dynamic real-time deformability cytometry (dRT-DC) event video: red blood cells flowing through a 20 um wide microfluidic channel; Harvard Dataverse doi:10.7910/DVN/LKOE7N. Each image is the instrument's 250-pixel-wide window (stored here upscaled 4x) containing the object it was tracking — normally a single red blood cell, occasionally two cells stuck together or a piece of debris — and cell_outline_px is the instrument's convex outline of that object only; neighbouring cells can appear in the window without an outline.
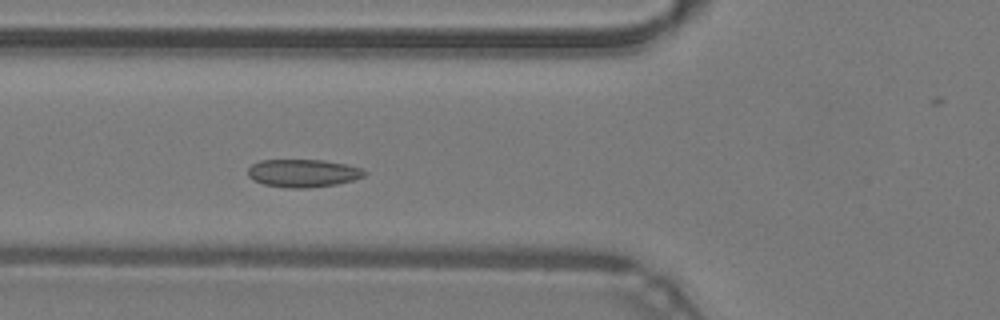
{"species": "common noctule bat (a hibernating species)", "species_latin": "Nyctalus noctula", "temperature_condition": "warm", "stored_images_in_passage": 45, "camera_frame_rate_fps": 3000, "um_per_image_px": 0.085, "animal": {"sex": "male", "body_mass_g": 19.2, "forearm_length_mm": 51.8}, "frame": {"image": 1, "passage_image": 14, "time_ms": 4.333, "image_size_px": [1000, 320], "cell_outline_px": [[368, 172], [364, 176], [352, 180], [336, 184], [308, 188], [288, 188], [264, 184], [252, 180], [248, 176], [248, 168], [252, 164], [260, 160], [324, 160], [348, 164], [364, 168]], "centroid_in_image_um": [25.78, 14.71], "position_along_channel_um": 100.0, "area_um2": 19.13}}
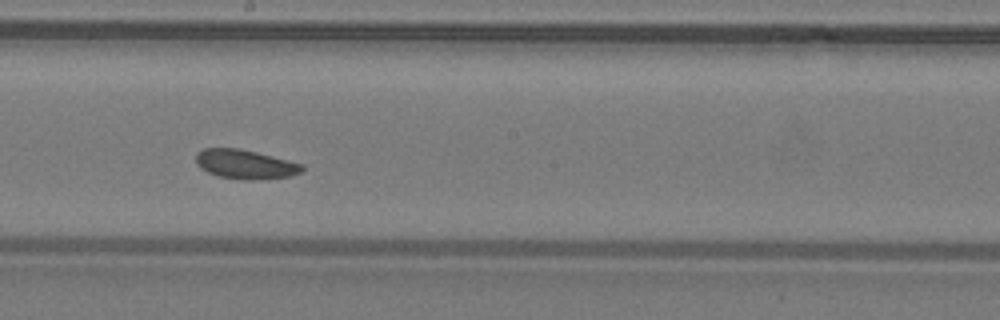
{"frame": {"image": 2, "passage_image": 23, "time_ms": 7.333, "image_size_px": [1000, 320], "cell_outline_px": [[304, 168], [300, 172], [288, 176], [252, 180], [244, 180], [220, 176], [208, 172], [200, 168], [196, 164], [196, 152], [204, 148], [240, 148], [304, 164]], "centroid_in_image_um": [20.81, 13.95], "position_along_channel_um": 227.4, "area_um2": 17.98}}
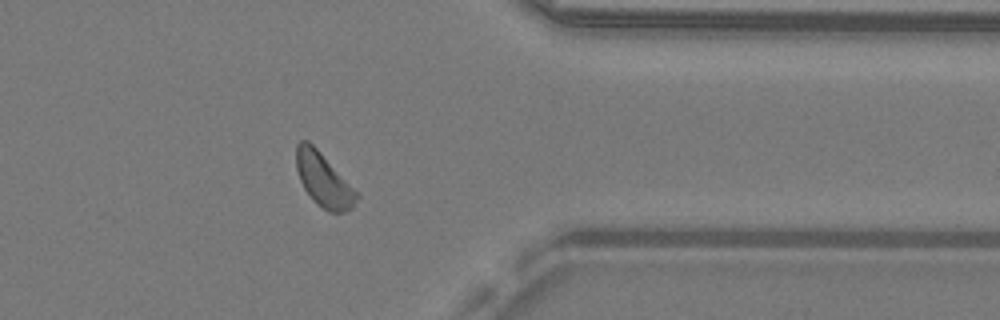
{"frame": {"image": 3, "passage_image": 35, "time_ms": 11.333, "image_size_px": [1000, 320], "cell_outline_px": [[360, 196], [352, 208], [344, 212], [328, 212], [316, 204], [312, 200], [304, 188], [300, 180], [296, 168], [296, 144], [300, 140], [308, 140], [320, 152]], "centroid_in_image_um": [27.47, 15.31], "position_along_channel_um": 383.9, "area_um2": 18.61}, "authors_computed_cell_mechanics": {"area_um2": 18.5538, "velocity_mm_per_s": 4.2403, "shape_relaxation_time_tau1_ms": 3.7689, "shape_relaxation_time_tau2_ms": 9.6863, "deformation_change_tau1": 0.0514, "deformation_change_tau2": 0.1272}}